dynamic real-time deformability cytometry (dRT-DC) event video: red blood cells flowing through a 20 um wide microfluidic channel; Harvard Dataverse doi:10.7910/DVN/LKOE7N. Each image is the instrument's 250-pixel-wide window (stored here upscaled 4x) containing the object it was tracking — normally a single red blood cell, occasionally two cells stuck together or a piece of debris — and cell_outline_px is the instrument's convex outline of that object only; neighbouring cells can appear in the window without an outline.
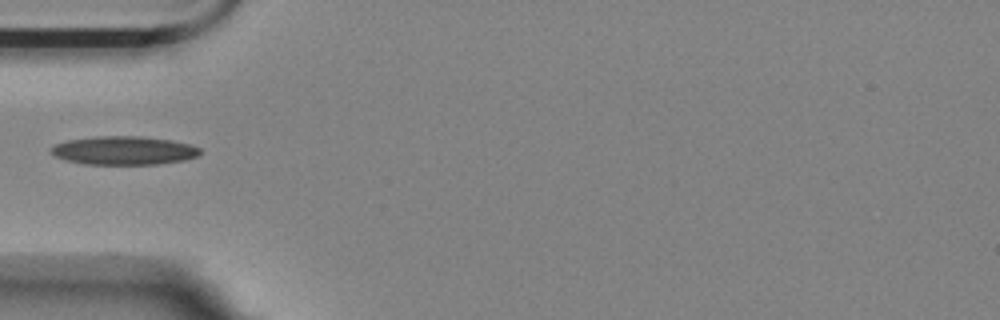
{"species": "Egyptian fruit bat (a non-hibernating species)", "species_latin": "Rousettus aegyptiacus", "temperature_condition": "room temperature", "stored_images_in_passage": 39, "camera_frame_rate_fps": 3000, "um_per_image_px": 0.085, "animal": {"sex": "female"}, "frame": {"image": 1, "passage_image": 1, "time_ms": 0.0, "image_size_px": [1000, 320], "cell_outline_px": [[200, 152], [196, 156], [184, 160], [156, 164], [84, 164], [68, 160], [56, 156], [52, 152], [52, 148], [56, 144], [68, 140], [96, 136], [140, 136], [172, 140], [188, 144], [200, 148]], "centroid_in_image_um": [10.55, 12.78], "position_along_channel_um": 74.5, "area_um2": 24.45}}
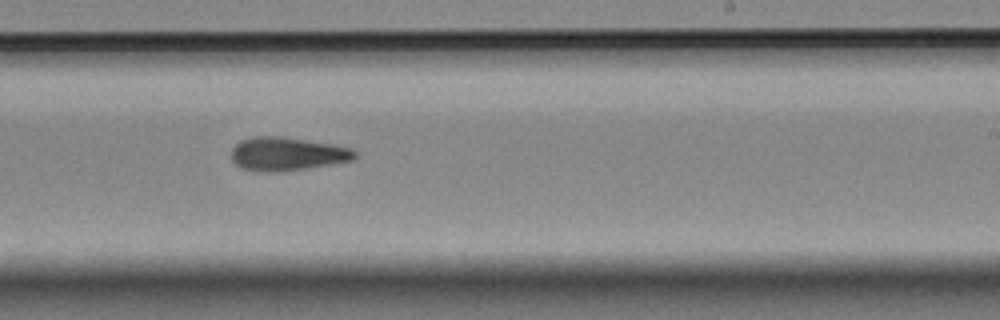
{"frame": {"image": 2, "passage_image": 17, "time_ms": 5.333, "image_size_px": [1000, 320], "cell_outline_px": [[356, 156], [352, 160], [280, 172], [260, 172], [240, 168], [232, 160], [232, 148], [240, 140], [252, 136], [276, 136], [332, 144], [352, 148], [356, 152]], "centroid_in_image_um": [24.35, 13.08], "position_along_channel_um": 264.7, "area_um2": 23.87}}
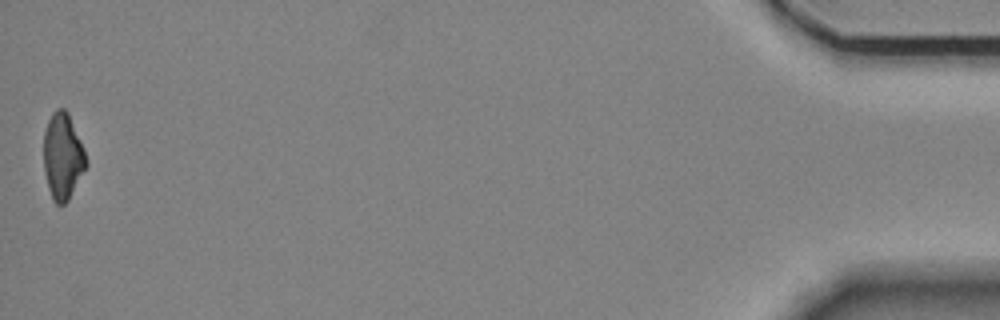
{"frame": {"image": 3, "passage_image": 39, "time_ms": 12.667, "image_size_px": [1000, 320], "cell_outline_px": [[88, 164], [68, 200], [64, 204], [56, 204], [52, 200], [48, 188], [44, 172], [44, 132], [48, 120], [52, 112], [56, 108], [64, 108], [68, 112], [84, 152]], "centroid_in_image_um": [5.31, 13.29], "position_along_channel_um": 429.9, "area_um2": 21.15}}